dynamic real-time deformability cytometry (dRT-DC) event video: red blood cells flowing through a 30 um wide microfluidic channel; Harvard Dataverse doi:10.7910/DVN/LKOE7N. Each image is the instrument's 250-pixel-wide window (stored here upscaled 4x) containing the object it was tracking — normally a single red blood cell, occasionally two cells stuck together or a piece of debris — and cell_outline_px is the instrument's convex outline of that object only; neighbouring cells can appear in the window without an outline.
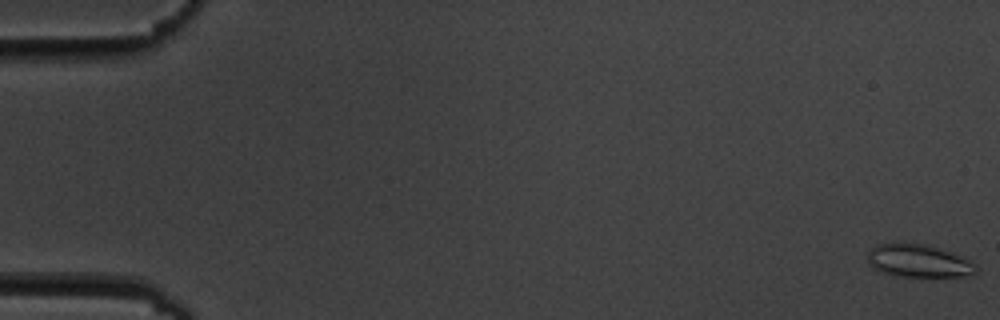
{"species": "common noctule bat (a hibernating species)", "species_latin": "Nyctalus noctula", "temperature_condition": "cold", "stored_images_in_passage": 6, "camera_frame_rate_fps": 3000, "um_per_image_px": 0.085, "animal": {"sex": "male", "body_mass_g": 19.5, "forearm_length_mm": 54.6}, "frame": {"image": 1, "passage_image": 1, "time_ms": 0.0, "image_size_px": [1000, 320], "cell_outline_px": [[980, 268], [972, 276], [892, 276], [880, 272], [872, 268], [868, 264], [868, 252], [876, 244], [924, 244], [964, 256]], "centroid_in_image_um": [78.1, 22.2], "position_along_channel_um": 6.9, "area_um2": 20.81}}